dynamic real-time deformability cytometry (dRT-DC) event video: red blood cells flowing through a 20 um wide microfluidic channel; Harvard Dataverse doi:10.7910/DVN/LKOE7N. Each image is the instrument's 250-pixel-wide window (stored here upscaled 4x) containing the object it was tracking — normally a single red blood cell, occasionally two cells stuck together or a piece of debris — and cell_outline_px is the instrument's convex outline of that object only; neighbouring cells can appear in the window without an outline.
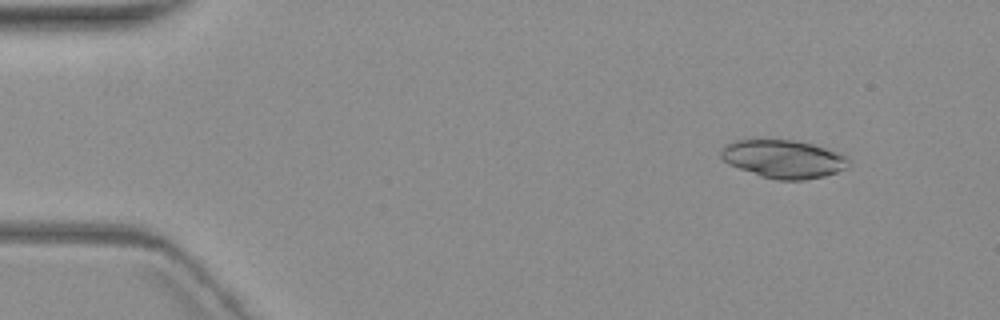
{"species": "common noctule bat (a hibernating species)", "species_latin": "Nyctalus noctula", "temperature_condition": "warm", "stored_images_in_passage": 4, "camera_frame_rate_fps": 3000, "um_per_image_px": 0.085, "animal": {"sex": "female", "body_mass_g": 19.3, "forearm_length_mm": 54.1}, "frame": {"image": 1, "passage_image": 2, "time_ms": 1.0, "image_size_px": [1000, 320], "cell_outline_px": [[852, 160], [844, 168], [836, 172], [824, 176], [804, 180], [776, 180], [760, 176], [728, 164], [720, 156], [720, 148], [736, 140], [792, 140], [812, 144], [840, 152], [848, 156]], "centroid_in_image_um": [66.61, 13.52], "position_along_channel_um": 18.4, "area_um2": 28.44}}
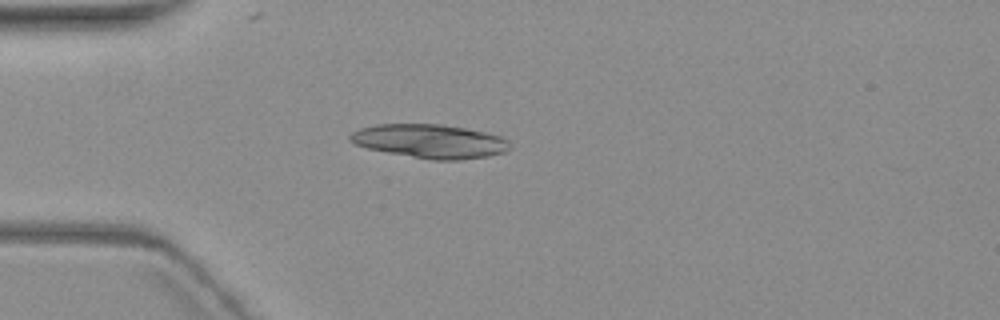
{"frame": {"image": 2, "passage_image": 4, "time_ms": 4.333, "image_size_px": [1000, 320], "cell_outline_px": [[512, 148], [504, 152], [488, 156], [460, 160], [432, 160], [388, 152], [368, 148], [356, 144], [348, 140], [348, 136], [352, 132], [360, 128], [376, 124], [440, 124], [464, 128], [484, 132], [500, 136], [508, 140]], "centroid_in_image_um": [36.55, 12.0], "position_along_channel_um": 48.4, "area_um2": 31.39}}